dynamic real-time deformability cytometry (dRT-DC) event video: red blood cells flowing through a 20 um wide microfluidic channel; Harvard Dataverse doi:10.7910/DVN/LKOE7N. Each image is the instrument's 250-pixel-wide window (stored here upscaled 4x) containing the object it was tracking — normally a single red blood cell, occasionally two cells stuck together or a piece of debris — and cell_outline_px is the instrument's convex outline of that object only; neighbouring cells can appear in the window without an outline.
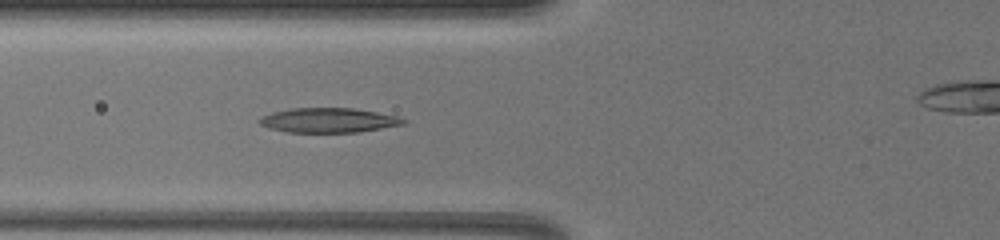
{"species": "common noctule bat (a hibernating species)", "species_latin": "Nyctalus noctula", "temperature_condition": "warm", "stored_images_in_passage": 41, "camera_frame_rate_fps": 3000, "um_per_image_px": 0.085, "animal": {"sex": "female", "body_mass_g": 19.5, "forearm_length_mm": 54.1}, "frame": {"image": 1, "passage_image": 5, "time_ms": 1.0, "image_size_px": [1000, 240], "cell_outline_px": [[408, 120], [404, 124], [360, 132], [288, 132], [268, 128], [260, 124], [256, 120], [260, 116], [272, 112], [292, 108], [352, 108], [376, 112], [396, 116]], "centroid_in_image_um": [27.88, 10.22], "position_along_channel_um": 97.9, "area_um2": 20.69}}
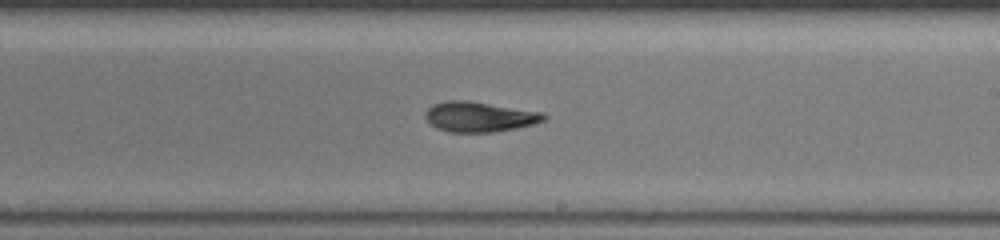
{"frame": {"image": 2, "passage_image": 19, "time_ms": 4.667, "image_size_px": [1000, 240], "cell_outline_px": [[548, 116], [544, 120], [532, 124], [516, 128], [492, 132], [448, 132], [436, 128], [424, 116], [424, 112], [432, 104], [444, 100], [468, 100], [544, 112]], "centroid_in_image_um": [40.73, 9.91], "position_along_channel_um": 248.3, "area_um2": 20.98}}
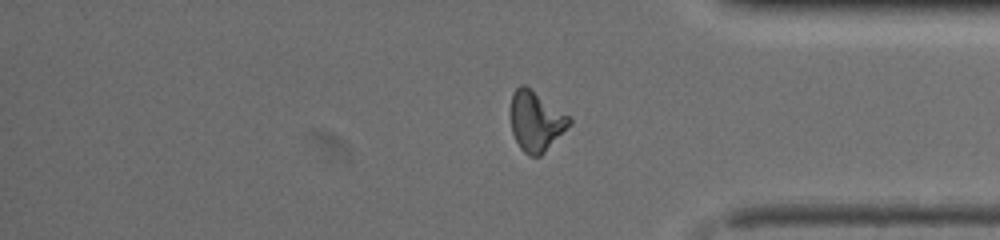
{"frame": {"image": 3, "passage_image": 34, "time_ms": 8.333, "image_size_px": [1000, 240], "cell_outline_px": [[572, 124], [540, 156], [528, 156], [520, 148], [512, 132], [508, 112], [512, 92], [520, 84], [524, 84], [568, 116], [572, 120]], "centroid_in_image_um": [45.5, 10.3], "position_along_channel_um": 389.7, "area_um2": 20.63}}